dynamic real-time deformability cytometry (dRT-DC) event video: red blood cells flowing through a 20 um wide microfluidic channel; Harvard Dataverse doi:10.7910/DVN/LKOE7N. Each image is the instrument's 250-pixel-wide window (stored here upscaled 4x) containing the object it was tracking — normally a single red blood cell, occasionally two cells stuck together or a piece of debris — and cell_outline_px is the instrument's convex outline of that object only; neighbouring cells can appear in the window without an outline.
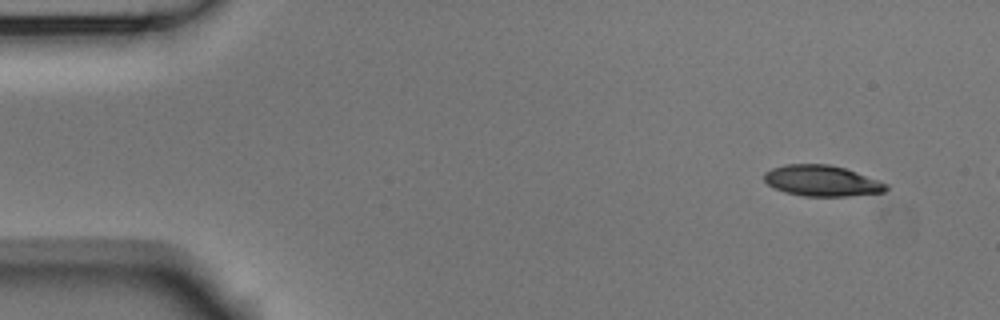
{"species": "Egyptian fruit bat (a non-hibernating species)", "species_latin": "Rousettus aegyptiacus", "temperature_condition": "room temperature", "stored_images_in_passage": 7, "camera_frame_rate_fps": 3000, "um_per_image_px": 0.085, "animal": {"sex": "male"}, "frame": {"image": 1, "passage_image": 1, "time_ms": 0.0, "image_size_px": [1000, 320], "cell_outline_px": [[888, 188], [884, 192], [848, 196], [804, 196], [784, 192], [768, 184], [764, 180], [764, 172], [772, 168], [784, 164], [828, 164], [844, 168], [856, 172], [888, 184]], "centroid_in_image_um": [69.84, 15.36], "position_along_channel_um": 15.2, "area_um2": 21.85}}